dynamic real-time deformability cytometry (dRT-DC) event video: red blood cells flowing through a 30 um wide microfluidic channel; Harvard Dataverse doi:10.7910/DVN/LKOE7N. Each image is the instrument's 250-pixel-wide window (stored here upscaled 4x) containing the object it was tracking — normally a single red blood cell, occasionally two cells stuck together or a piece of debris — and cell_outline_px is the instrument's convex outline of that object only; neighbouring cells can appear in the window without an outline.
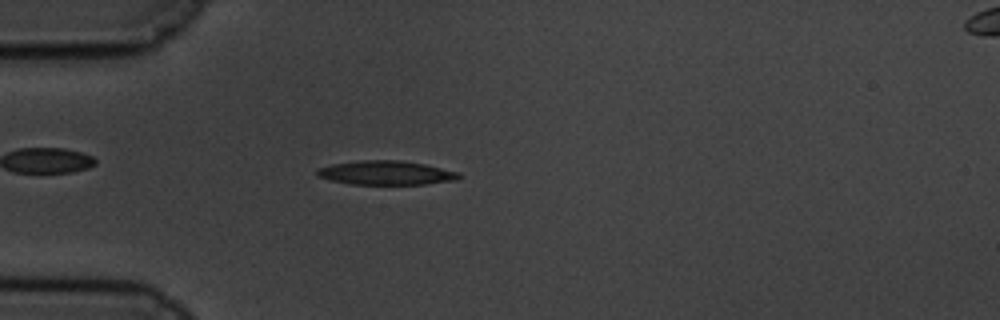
{"species": "common noctule bat (a hibernating species)", "species_latin": "Nyctalus noctula", "temperature_condition": "cold", "stored_images_in_passage": 53, "camera_frame_rate_fps": 3000, "um_per_image_px": 0.085, "animal": {"sex": "male", "body_mass_g": 19.5, "forearm_length_mm": 54.6}, "frame": {"image": 1, "passage_image": 11, "time_ms": 3.333, "image_size_px": [1000, 320], "cell_outline_px": [[464, 176], [456, 180], [424, 184], [352, 184], [332, 180], [316, 176], [316, 168], [332, 164], [360, 160], [400, 160], [424, 164], [460, 172]], "centroid_in_image_um": [32.83, 14.68], "position_along_channel_um": 52.2, "area_um2": 19.94}}
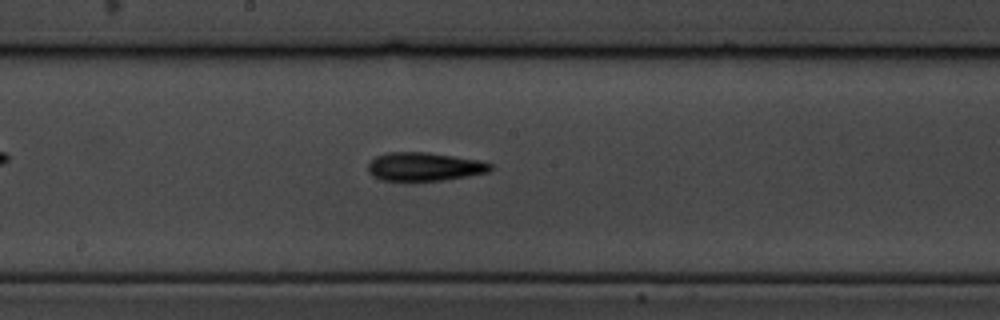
{"frame": {"image": 2, "passage_image": 26, "time_ms": 8.333, "image_size_px": [1000, 320], "cell_outline_px": [[492, 168], [488, 172], [468, 176], [444, 180], [380, 180], [372, 176], [368, 172], [368, 164], [376, 156], [388, 152], [428, 152], [480, 160], [492, 164]], "centroid_in_image_um": [36.07, 14.16], "position_along_channel_um": 212.1, "area_um2": 20.29}}
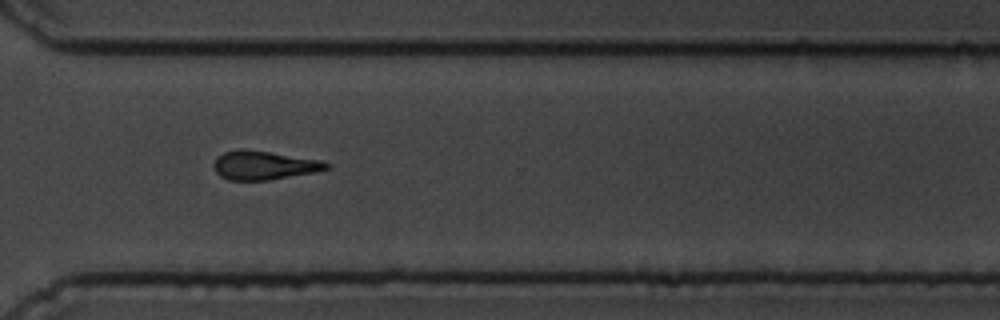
{"frame": {"image": 3, "passage_image": 38, "time_ms": 12.333, "image_size_px": [1000, 320], "cell_outline_px": [[332, 164], [328, 168], [316, 172], [268, 180], [228, 180], [220, 176], [216, 172], [212, 164], [216, 156], [224, 152], [236, 148], [244, 148], [320, 160]], "centroid_in_image_um": [22.38, 14.04], "position_along_channel_um": 348.2, "area_um2": 19.07}, "authors_computed_cell_mechanics": {"area_um2": 19.1318, "velocity_mm_per_s": 3.4084, "shape_relaxation_time_tau1_ms": 3.6552, "shape_relaxation_time_tau2_ms": null, "deformation_change_tau1": 0.1781, "deformation_change_tau2": null}}